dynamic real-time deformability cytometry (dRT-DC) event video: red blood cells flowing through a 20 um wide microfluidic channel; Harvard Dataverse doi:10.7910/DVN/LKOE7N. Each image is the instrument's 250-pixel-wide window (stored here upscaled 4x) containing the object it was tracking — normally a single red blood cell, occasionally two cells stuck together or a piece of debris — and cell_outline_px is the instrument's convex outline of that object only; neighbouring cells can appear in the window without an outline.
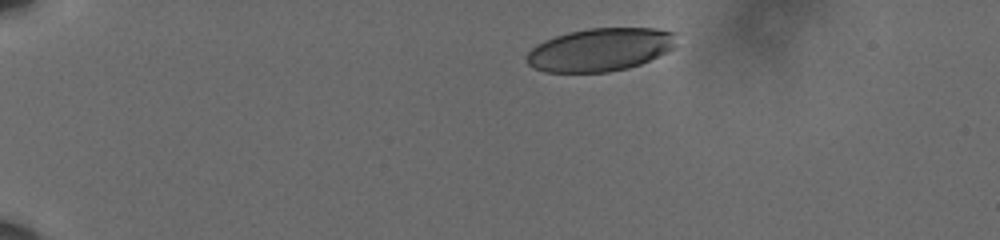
{"species": "human", "species_latin": "Homo sapiens", "temperature_condition": "cold", "stored_images_in_passage": 41, "camera_frame_rate_fps": 3000, "um_per_image_px": 0.085, "donor": {"sex": "male"}, "frame": {"image": 1, "passage_image": 1, "time_ms": 0.0, "image_size_px": [1000, 240], "cell_outline_px": [[676, 44], [668, 52], [640, 64], [628, 68], [608, 72], [544, 72], [532, 68], [528, 64], [528, 52], [536, 44], [544, 40], [568, 32], [588, 28], [656, 28], [676, 32]], "centroid_in_image_um": [51.03, 4.22], "position_along_channel_um": 34.0, "area_um2": 37.74}}
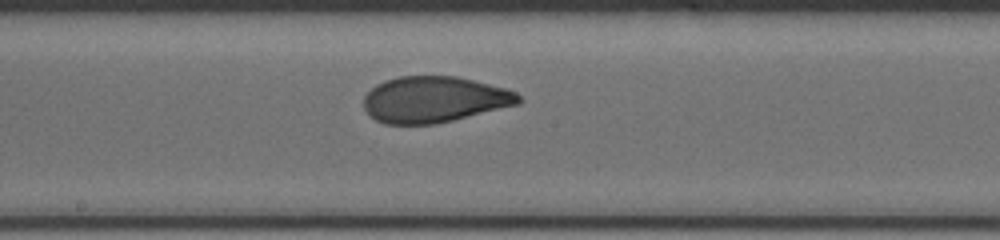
{"frame": {"image": 2, "passage_image": 23, "time_ms": 7.333, "image_size_px": [1000, 240], "cell_outline_px": [[524, 100], [520, 104], [436, 124], [384, 124], [376, 120], [364, 108], [364, 96], [376, 84], [384, 80], [400, 76], [456, 76], [504, 88], [516, 92]], "centroid_in_image_um": [36.92, 8.46], "position_along_channel_um": 211.3, "area_um2": 41.56}}
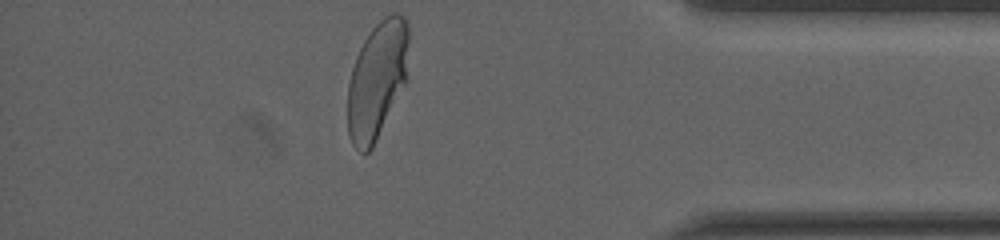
{"frame": {"image": 3, "passage_image": 41, "time_ms": 13.333, "image_size_px": [1000, 240], "cell_outline_px": [[408, 40], [404, 84], [372, 148], [368, 152], [360, 152], [352, 144], [348, 136], [348, 84], [352, 68], [356, 56], [364, 40], [372, 28], [384, 16], [392, 12], [400, 12], [404, 16], [408, 24]], "centroid_in_image_um": [32.03, 6.77], "position_along_channel_um": 403.2, "area_um2": 41.21}, "authors_computed_cell_mechanics": {"area_um2": 41.7316, "velocity_mm_per_s": 3.5995, "shape_relaxation_time_tau1_ms": 4.4672, "shape_relaxation_time_tau2_ms": 0.9093, "deformation_change_tau1": 0.1621, "deformation_change_tau2": 0.0608}}